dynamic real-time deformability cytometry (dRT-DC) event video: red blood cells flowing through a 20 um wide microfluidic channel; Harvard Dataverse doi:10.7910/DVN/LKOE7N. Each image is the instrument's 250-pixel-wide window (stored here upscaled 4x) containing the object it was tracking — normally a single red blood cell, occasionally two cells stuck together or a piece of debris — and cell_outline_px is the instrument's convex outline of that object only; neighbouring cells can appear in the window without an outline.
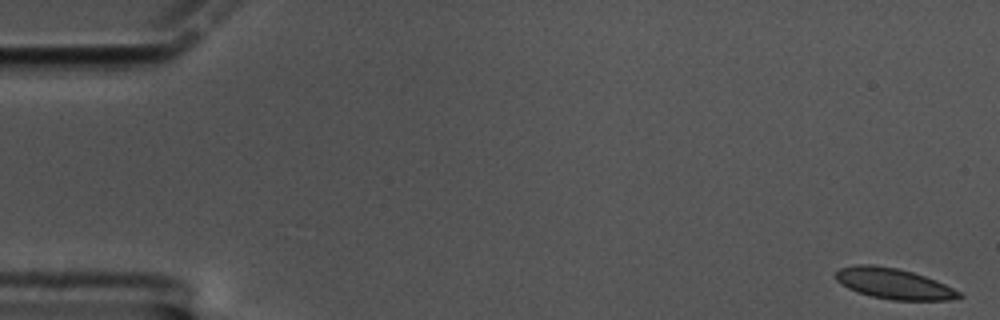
{"species": "common noctule bat (a hibernating species)", "species_latin": "Nyctalus noctula", "temperature_condition": "cold", "stored_images_in_passage": 59, "camera_frame_rate_fps": 3000, "um_per_image_px": 0.085, "animal": {"sex": "male", "body_mass_g": 17.5, "forearm_length_mm": 52.3}, "frame": {"image": 1, "passage_image": 1, "time_ms": 0.0, "image_size_px": [1000, 320], "cell_outline_px": [[964, 296], [948, 300], [892, 300], [872, 296], [848, 288], [840, 284], [836, 280], [836, 272], [840, 268], [856, 264], [872, 264], [896, 268], [912, 272], [936, 280], [960, 292]], "centroid_in_image_um": [75.95, 24.1], "position_along_channel_um": 9.0, "area_um2": 21.85}}
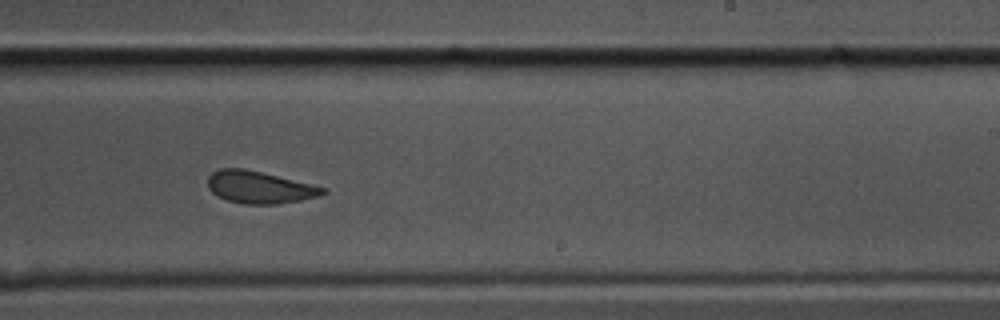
{"frame": {"image": 2, "passage_image": 36, "time_ms": 11.667, "image_size_px": [1000, 320], "cell_outline_px": [[328, 192], [316, 196], [300, 200], [280, 204], [244, 204], [228, 200], [212, 192], [208, 188], [208, 176], [212, 172], [220, 168], [244, 168], [312, 184], [328, 188]], "centroid_in_image_um": [22.06, 15.91], "position_along_channel_um": 266.9, "area_um2": 21.5}}
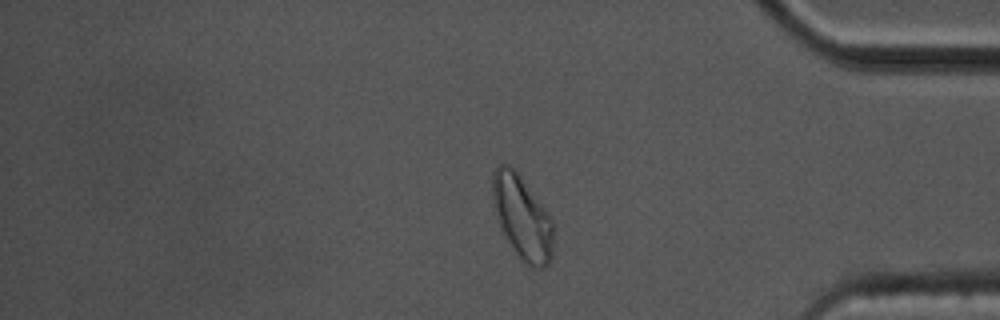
{"frame": {"image": 3, "passage_image": 49, "time_ms": 16.0, "image_size_px": [1000, 320], "cell_outline_px": [[552, 256], [548, 264], [544, 268], [528, 268], [520, 260], [504, 236], [500, 228], [492, 200], [492, 172], [500, 164], [508, 164], [520, 176], [548, 212], [552, 220]], "centroid_in_image_um": [44.37, 18.53], "position_along_channel_um": 390.8, "area_um2": 29.77}, "authors_computed_cell_mechanics": {"area_um2": 22.5998, "velocity_mm_per_s": 3.3758, "shape_relaxation_time_tau1_ms": 5.6461, "shape_relaxation_time_tau2_ms": 1.6367, "deformation_change_tau1": 0.134, "deformation_change_tau2": 0.0745}}